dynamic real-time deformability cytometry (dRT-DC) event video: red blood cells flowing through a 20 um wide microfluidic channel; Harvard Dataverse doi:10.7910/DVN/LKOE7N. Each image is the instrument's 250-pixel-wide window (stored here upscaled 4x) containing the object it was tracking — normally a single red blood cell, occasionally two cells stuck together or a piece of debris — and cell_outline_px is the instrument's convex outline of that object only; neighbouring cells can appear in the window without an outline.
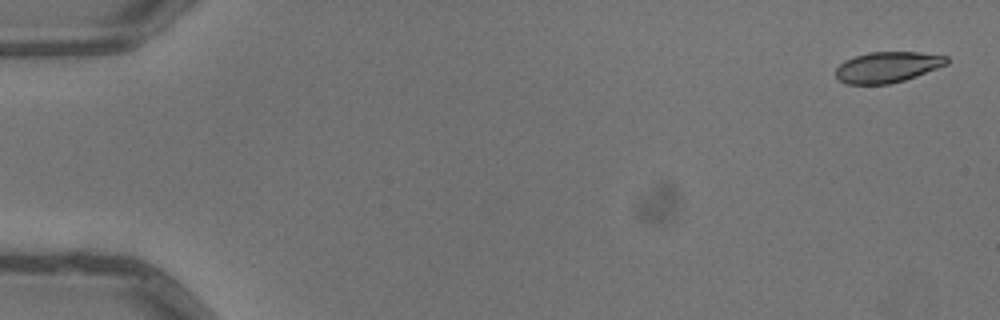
{"species": "common noctule bat (a hibernating species)", "species_latin": "Nyctalus noctula", "temperature_condition": "warm", "stored_images_in_passage": 4, "camera_frame_rate_fps": 3000, "um_per_image_px": 0.085, "animal": {"sex": "male", "body_mass_g": 13.3}, "frame": {"image": 1, "passage_image": 1, "time_ms": 0.0, "image_size_px": [1000, 320], "cell_outline_px": [[948, 64], [916, 76], [904, 80], [888, 84], [844, 84], [836, 76], [836, 68], [844, 60], [868, 52], [920, 52], [948, 56]], "centroid_in_image_um": [75.43, 5.7], "position_along_channel_um": 9.6, "area_um2": 19.88}}